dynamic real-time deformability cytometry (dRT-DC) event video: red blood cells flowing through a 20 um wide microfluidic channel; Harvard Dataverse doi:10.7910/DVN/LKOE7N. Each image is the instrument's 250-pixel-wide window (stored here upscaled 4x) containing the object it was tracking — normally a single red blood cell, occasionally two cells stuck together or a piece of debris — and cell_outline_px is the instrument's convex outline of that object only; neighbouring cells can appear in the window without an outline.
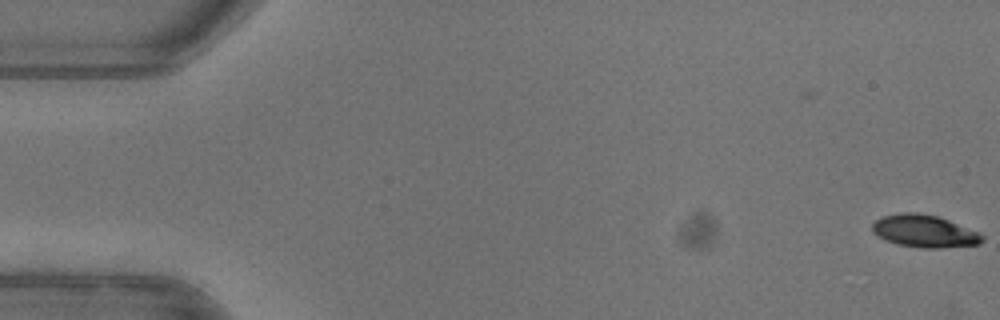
{"species": "common noctule bat (a hibernating species)", "species_latin": "Nyctalus noctula", "temperature_condition": "warm", "stored_images_in_passage": 2, "camera_frame_rate_fps": 3000, "um_per_image_px": 0.085, "animal": {"sex": "female"}, "frame": {"image": 1, "passage_image": 2, "time_ms": 0.333, "image_size_px": [1000, 320], "cell_outline_px": [[984, 240], [980, 244], [936, 248], [920, 248], [896, 244], [884, 240], [872, 232], [872, 224], [876, 220], [884, 216], [900, 212], [916, 212], [936, 216], [948, 220], [980, 232], [984, 236]], "centroid_in_image_um": [78.57, 19.65], "position_along_channel_um": 6.4, "area_um2": 20.87}}